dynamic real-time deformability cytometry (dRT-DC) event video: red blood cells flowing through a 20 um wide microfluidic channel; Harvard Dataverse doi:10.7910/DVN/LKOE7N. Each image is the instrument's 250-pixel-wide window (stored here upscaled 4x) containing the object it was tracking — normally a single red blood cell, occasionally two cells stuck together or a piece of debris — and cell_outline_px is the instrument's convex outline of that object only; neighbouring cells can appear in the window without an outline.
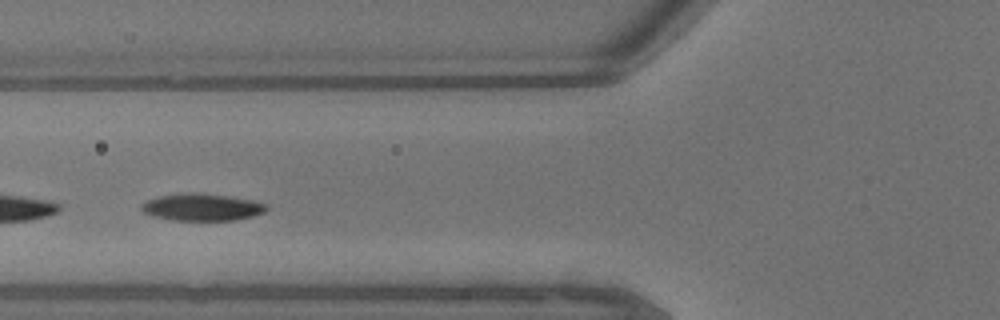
{"species": "common noctule bat (a hibernating species)", "species_latin": "Nyctalus noctula", "temperature_condition": "warm", "stored_images_in_passage": 29, "camera_frame_rate_fps": 3000, "um_per_image_px": 0.085, "animal": {"sex": "male", "body_mass_g": 13.3}, "frame": {"image": 1, "passage_image": 9, "time_ms": 2.667, "image_size_px": [1000, 320], "cell_outline_px": [[268, 208], [264, 212], [252, 216], [236, 220], [172, 220], [156, 216], [144, 212], [140, 208], [140, 204], [148, 200], [160, 196], [188, 192], [192, 192], [228, 196], [252, 200], [268, 204]], "centroid_in_image_um": [17.19, 17.6], "position_along_channel_um": 108.6, "area_um2": 19.59}, "authors_computed_cell_mechanics": {"area_um2": 20.6346, "velocity_mm_per_s": 4.6326, "shape_relaxation_time_tau1_ms": 1.286, "shape_relaxation_time_tau2_ms": null, "deformation_change_tau1": 0.085, "deformation_change_tau2": null}}